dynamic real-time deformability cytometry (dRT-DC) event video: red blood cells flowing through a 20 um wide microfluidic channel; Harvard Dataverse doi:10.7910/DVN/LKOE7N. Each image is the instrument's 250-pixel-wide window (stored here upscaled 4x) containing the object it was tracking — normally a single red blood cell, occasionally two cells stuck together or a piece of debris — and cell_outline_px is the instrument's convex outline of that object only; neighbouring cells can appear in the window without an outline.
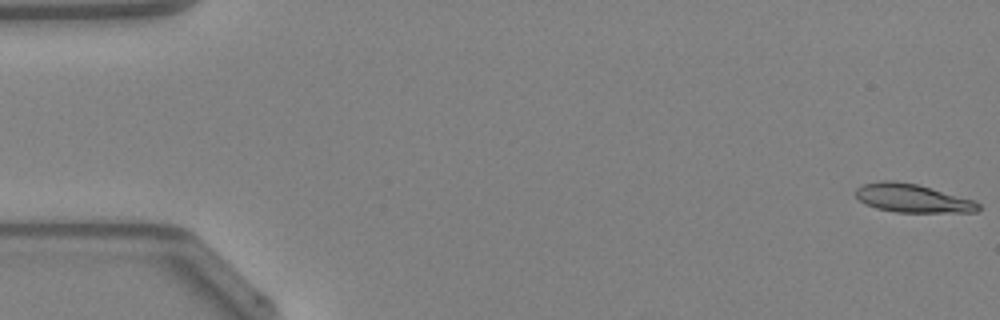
{"species": "Egyptian fruit bat (a non-hibernating species)", "species_latin": "Rousettus aegyptiacus", "temperature_condition": "warm", "stored_images_in_passage": 48, "camera_frame_rate_fps": 3000, "um_per_image_px": 0.085, "animal": {"sex": "female"}, "frame": {"image": 1, "passage_image": 1, "time_ms": 0.0, "image_size_px": [1000, 320], "cell_outline_px": [[980, 208], [976, 212], [896, 212], [876, 208], [860, 200], [856, 196], [856, 188], [864, 184], [884, 180], [896, 180], [916, 184], [976, 200], [980, 204]], "centroid_in_image_um": [77.59, 16.84], "position_along_channel_um": 7.4, "area_um2": 20.23}}
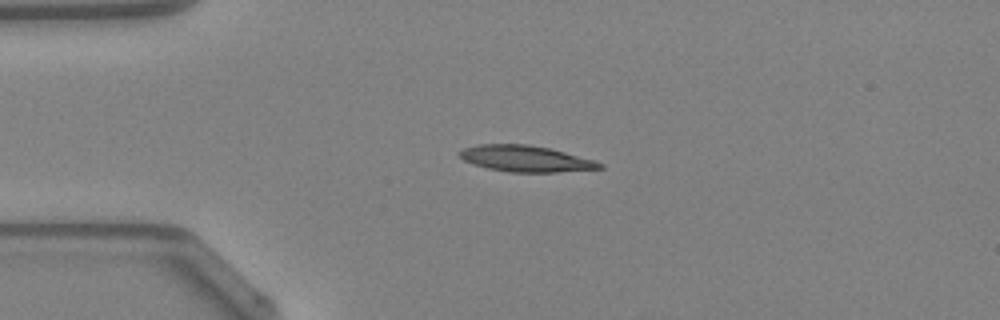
{"frame": {"image": 2, "passage_image": 12, "time_ms": 3.667, "image_size_px": [1000, 320], "cell_outline_px": [[604, 168], [556, 172], [508, 172], [488, 168], [464, 160], [460, 156], [460, 152], [464, 148], [480, 144], [528, 144], [548, 148], [596, 160], [604, 164]], "centroid_in_image_um": [44.73, 13.49], "position_along_channel_um": 40.3, "area_um2": 21.15}}
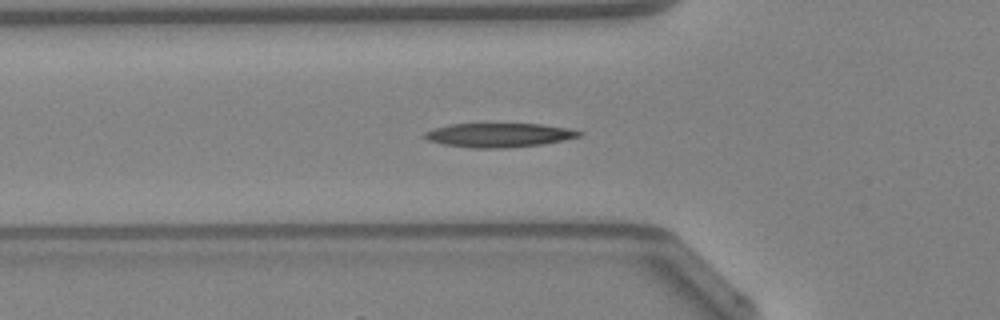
{"frame": {"image": 3, "passage_image": 17, "time_ms": 5.333, "image_size_px": [1000, 320], "cell_outline_px": [[584, 132], [580, 136], [564, 140], [540, 144], [504, 148], [472, 148], [444, 144], [428, 140], [424, 136], [424, 132], [436, 128], [452, 124], [540, 124], [568, 128]], "centroid_in_image_um": [42.43, 11.48], "position_along_channel_um": 83.4, "area_um2": 21.39}, "authors_computed_cell_mechanics": {"area_um2": 20.7213, "velocity_mm_per_s": 4.2661, "shape_relaxation_time_tau1_ms": 5.0908, "shape_relaxation_time_tau2_ms": 9.8073, "deformation_change_tau1": 0.1859, "deformation_change_tau2": 0.1828}}